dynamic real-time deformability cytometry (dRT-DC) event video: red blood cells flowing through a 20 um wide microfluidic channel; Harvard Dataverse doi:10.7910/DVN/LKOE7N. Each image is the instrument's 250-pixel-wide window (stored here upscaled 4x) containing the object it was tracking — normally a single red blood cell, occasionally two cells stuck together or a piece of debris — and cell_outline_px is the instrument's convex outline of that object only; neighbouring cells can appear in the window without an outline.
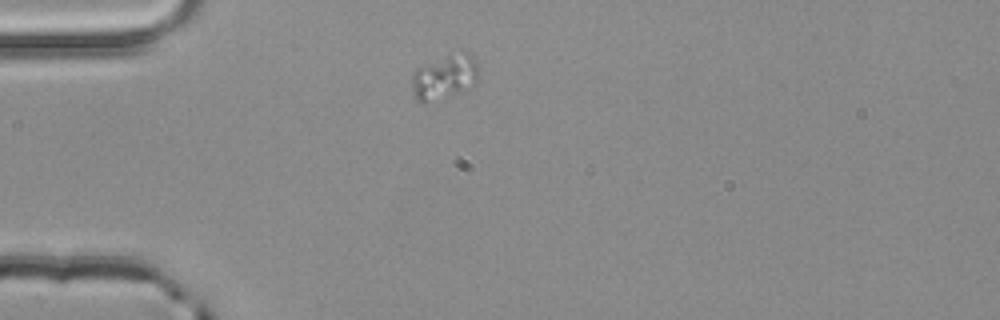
{"species": "common noctule bat (a hibernating species)", "species_latin": "Nyctalus noctula", "temperature_condition": "room temperature", "stored_images_in_passage": 1, "camera_frame_rate_fps": 3000, "um_per_image_px": 0.085, "animal": {"sex": "male", "body_mass_g": 20.4}, "frame": {"image": 1, "passage_image": 1, "time_ms": 0.0, "image_size_px": [1000, 320], "cell_outline_px": [[480, 76], [476, 84], [448, 96], [424, 100], [416, 100], [412, 88], [412, 72], [416, 68], [460, 48], [468, 52], [472, 56], [480, 68]], "centroid_in_image_um": [37.86, 6.44], "position_along_channel_um": 47.1, "area_um2": 17.51}}